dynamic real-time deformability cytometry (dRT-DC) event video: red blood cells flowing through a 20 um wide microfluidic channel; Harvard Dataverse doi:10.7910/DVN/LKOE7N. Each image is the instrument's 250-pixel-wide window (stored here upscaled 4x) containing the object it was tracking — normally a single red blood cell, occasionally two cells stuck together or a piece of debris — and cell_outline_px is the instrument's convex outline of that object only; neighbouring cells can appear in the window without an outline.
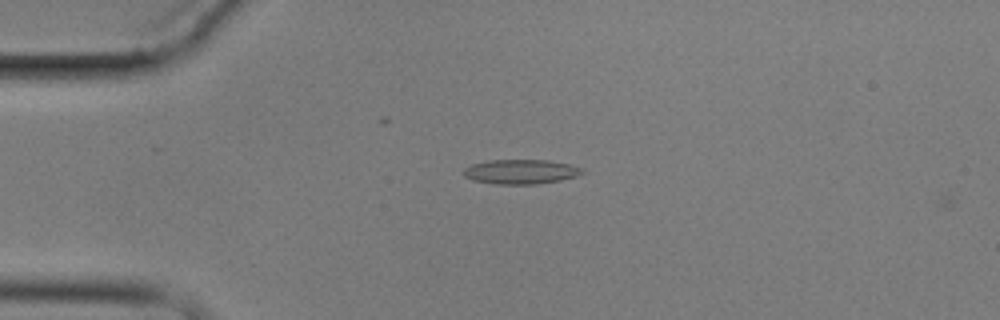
{"species": "common noctule bat (a hibernating species)", "species_latin": "Nyctalus noctula", "temperature_condition": "cold", "stored_images_in_passage": 5, "camera_frame_rate_fps": 3000, "um_per_image_px": 0.085, "animal": {"sex": "male", "body_mass_g": 17.9}, "frame": {"image": 1, "passage_image": 4, "time_ms": 4.333, "image_size_px": [1000, 320], "cell_outline_px": [[584, 172], [576, 176], [560, 180], [536, 184], [496, 184], [472, 180], [464, 176], [464, 168], [472, 164], [488, 160], [548, 160], [568, 164], [584, 168]], "centroid_in_image_um": [44.26, 14.59], "position_along_channel_um": 40.7, "area_um2": 16.94}}